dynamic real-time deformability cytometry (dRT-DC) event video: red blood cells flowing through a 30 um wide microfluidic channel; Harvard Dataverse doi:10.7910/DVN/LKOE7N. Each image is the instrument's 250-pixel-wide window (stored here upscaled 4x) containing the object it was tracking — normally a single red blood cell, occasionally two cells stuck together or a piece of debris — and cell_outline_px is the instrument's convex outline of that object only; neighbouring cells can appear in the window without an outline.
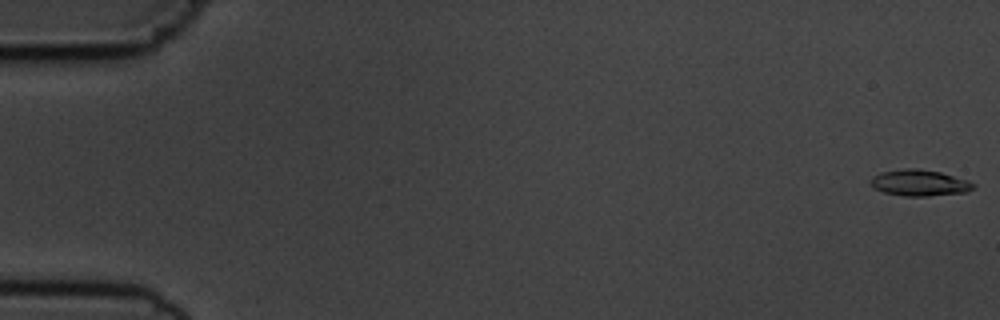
{"species": "common noctule bat (a hibernating species)", "species_latin": "Nyctalus noctula", "temperature_condition": "cold", "stored_images_in_passage": 5, "camera_frame_rate_fps": 3000, "um_per_image_px": 0.085, "animal": {"sex": "male", "body_mass_g": 19.5, "forearm_length_mm": 54.6}, "frame": {"image": 1, "passage_image": 1, "time_ms": 0.0, "image_size_px": [1000, 320], "cell_outline_px": [[976, 184], [968, 192], [928, 196], [904, 196], [884, 192], [876, 188], [872, 184], [872, 176], [880, 172], [908, 168], [916, 168], [940, 172], [968, 180]], "centroid_in_image_um": [78.19, 15.54], "position_along_channel_um": 6.8, "area_um2": 15.55}}
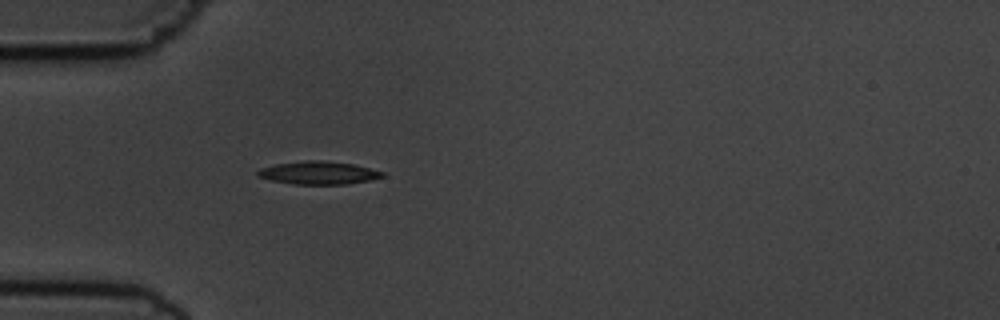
{"frame": {"image": 2, "passage_image": 5, "time_ms": 5.333, "image_size_px": [1000, 320], "cell_outline_px": [[384, 176], [368, 180], [348, 184], [292, 184], [272, 180], [256, 176], [256, 172], [260, 168], [276, 164], [304, 160], [324, 160], [352, 164], [384, 172]], "centroid_in_image_um": [27.02, 14.68], "position_along_channel_um": 58.0, "area_um2": 16.59}}